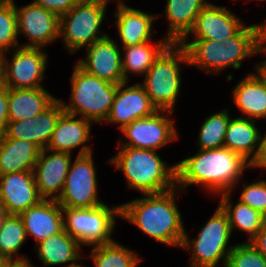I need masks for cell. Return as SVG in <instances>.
<instances>
[{"label":"cell","mask_w":266,"mask_h":267,"mask_svg":"<svg viewBox=\"0 0 266 267\" xmlns=\"http://www.w3.org/2000/svg\"><path fill=\"white\" fill-rule=\"evenodd\" d=\"M253 66V71L234 85L231 101L241 117L266 121V73L260 68V61Z\"/></svg>","instance_id":"obj_18"},{"label":"cell","mask_w":266,"mask_h":267,"mask_svg":"<svg viewBox=\"0 0 266 267\" xmlns=\"http://www.w3.org/2000/svg\"><path fill=\"white\" fill-rule=\"evenodd\" d=\"M188 156L176 162V187L184 193L188 186L196 185L212 198L233 192L249 169L248 161L225 147L197 149L196 154Z\"/></svg>","instance_id":"obj_1"},{"label":"cell","mask_w":266,"mask_h":267,"mask_svg":"<svg viewBox=\"0 0 266 267\" xmlns=\"http://www.w3.org/2000/svg\"><path fill=\"white\" fill-rule=\"evenodd\" d=\"M105 164L121 171L129 190L142 194L169 191L176 187V163L169 165L159 151L118 146Z\"/></svg>","instance_id":"obj_4"},{"label":"cell","mask_w":266,"mask_h":267,"mask_svg":"<svg viewBox=\"0 0 266 267\" xmlns=\"http://www.w3.org/2000/svg\"><path fill=\"white\" fill-rule=\"evenodd\" d=\"M209 0H166L164 12L157 14V21L167 20L165 37L171 43H180L192 30L199 13L209 4Z\"/></svg>","instance_id":"obj_24"},{"label":"cell","mask_w":266,"mask_h":267,"mask_svg":"<svg viewBox=\"0 0 266 267\" xmlns=\"http://www.w3.org/2000/svg\"><path fill=\"white\" fill-rule=\"evenodd\" d=\"M15 6L18 36L28 40L20 43L21 47L46 48L60 39L59 16L33 2L21 6L15 2Z\"/></svg>","instance_id":"obj_13"},{"label":"cell","mask_w":266,"mask_h":267,"mask_svg":"<svg viewBox=\"0 0 266 267\" xmlns=\"http://www.w3.org/2000/svg\"><path fill=\"white\" fill-rule=\"evenodd\" d=\"M191 40L180 42L187 51L189 67L197 68L206 75H220L230 68L239 70L244 60L261 55L257 23L246 24L225 41Z\"/></svg>","instance_id":"obj_3"},{"label":"cell","mask_w":266,"mask_h":267,"mask_svg":"<svg viewBox=\"0 0 266 267\" xmlns=\"http://www.w3.org/2000/svg\"><path fill=\"white\" fill-rule=\"evenodd\" d=\"M231 117L224 138L225 148L241 155L249 163L255 157L262 131L257 120L246 117Z\"/></svg>","instance_id":"obj_27"},{"label":"cell","mask_w":266,"mask_h":267,"mask_svg":"<svg viewBox=\"0 0 266 267\" xmlns=\"http://www.w3.org/2000/svg\"><path fill=\"white\" fill-rule=\"evenodd\" d=\"M15 3L0 4V53H9L21 47L18 36Z\"/></svg>","instance_id":"obj_34"},{"label":"cell","mask_w":266,"mask_h":267,"mask_svg":"<svg viewBox=\"0 0 266 267\" xmlns=\"http://www.w3.org/2000/svg\"><path fill=\"white\" fill-rule=\"evenodd\" d=\"M242 183L244 184L240 189L242 191L238 196V200L266 217V180L260 178L255 182L243 181Z\"/></svg>","instance_id":"obj_36"},{"label":"cell","mask_w":266,"mask_h":267,"mask_svg":"<svg viewBox=\"0 0 266 267\" xmlns=\"http://www.w3.org/2000/svg\"><path fill=\"white\" fill-rule=\"evenodd\" d=\"M74 64L69 77V101L59 98L64 112L103 125L111 111L117 85L91 75Z\"/></svg>","instance_id":"obj_6"},{"label":"cell","mask_w":266,"mask_h":267,"mask_svg":"<svg viewBox=\"0 0 266 267\" xmlns=\"http://www.w3.org/2000/svg\"><path fill=\"white\" fill-rule=\"evenodd\" d=\"M233 193L235 192H226L216 196L219 199L218 205L227 215L232 234L239 230L247 235L246 242H250L262 228L266 217L240 200L234 203Z\"/></svg>","instance_id":"obj_30"},{"label":"cell","mask_w":266,"mask_h":267,"mask_svg":"<svg viewBox=\"0 0 266 267\" xmlns=\"http://www.w3.org/2000/svg\"><path fill=\"white\" fill-rule=\"evenodd\" d=\"M41 149L23 139H0V175L33 171Z\"/></svg>","instance_id":"obj_29"},{"label":"cell","mask_w":266,"mask_h":267,"mask_svg":"<svg viewBox=\"0 0 266 267\" xmlns=\"http://www.w3.org/2000/svg\"><path fill=\"white\" fill-rule=\"evenodd\" d=\"M78 1L79 0H33L31 2L60 17L69 12Z\"/></svg>","instance_id":"obj_37"},{"label":"cell","mask_w":266,"mask_h":267,"mask_svg":"<svg viewBox=\"0 0 266 267\" xmlns=\"http://www.w3.org/2000/svg\"><path fill=\"white\" fill-rule=\"evenodd\" d=\"M182 193L180 188L175 187L123 202L120 204V220L132 224L157 244L179 249L186 230L178 208V198Z\"/></svg>","instance_id":"obj_2"},{"label":"cell","mask_w":266,"mask_h":267,"mask_svg":"<svg viewBox=\"0 0 266 267\" xmlns=\"http://www.w3.org/2000/svg\"><path fill=\"white\" fill-rule=\"evenodd\" d=\"M63 113V105L57 98L33 119L9 121L5 136L10 139H23L36 144L41 150L46 149L59 117Z\"/></svg>","instance_id":"obj_20"},{"label":"cell","mask_w":266,"mask_h":267,"mask_svg":"<svg viewBox=\"0 0 266 267\" xmlns=\"http://www.w3.org/2000/svg\"><path fill=\"white\" fill-rule=\"evenodd\" d=\"M208 221L199 228L195 238L187 230L180 249L190 252L188 267H226L234 243L230 244L232 232L226 213L217 205Z\"/></svg>","instance_id":"obj_7"},{"label":"cell","mask_w":266,"mask_h":267,"mask_svg":"<svg viewBox=\"0 0 266 267\" xmlns=\"http://www.w3.org/2000/svg\"><path fill=\"white\" fill-rule=\"evenodd\" d=\"M93 125L88 119L64 112L59 117L46 149L74 154L73 151L80 148L77 156L94 152V147L89 143Z\"/></svg>","instance_id":"obj_19"},{"label":"cell","mask_w":266,"mask_h":267,"mask_svg":"<svg viewBox=\"0 0 266 267\" xmlns=\"http://www.w3.org/2000/svg\"><path fill=\"white\" fill-rule=\"evenodd\" d=\"M16 0H0V4H10V3H15Z\"/></svg>","instance_id":"obj_48"},{"label":"cell","mask_w":266,"mask_h":267,"mask_svg":"<svg viewBox=\"0 0 266 267\" xmlns=\"http://www.w3.org/2000/svg\"><path fill=\"white\" fill-rule=\"evenodd\" d=\"M109 35L85 48L84 57L76 60V64L87 73L118 85L125 82L121 46Z\"/></svg>","instance_id":"obj_14"},{"label":"cell","mask_w":266,"mask_h":267,"mask_svg":"<svg viewBox=\"0 0 266 267\" xmlns=\"http://www.w3.org/2000/svg\"><path fill=\"white\" fill-rule=\"evenodd\" d=\"M112 20L117 27V40L120 46H134L140 43L152 42L157 14L144 12L140 9L119 6L115 9ZM153 28V29H152Z\"/></svg>","instance_id":"obj_21"},{"label":"cell","mask_w":266,"mask_h":267,"mask_svg":"<svg viewBox=\"0 0 266 267\" xmlns=\"http://www.w3.org/2000/svg\"><path fill=\"white\" fill-rule=\"evenodd\" d=\"M67 267H87L86 265H84V263L82 264V263H76V264H74V265H71V266H67Z\"/></svg>","instance_id":"obj_49"},{"label":"cell","mask_w":266,"mask_h":267,"mask_svg":"<svg viewBox=\"0 0 266 267\" xmlns=\"http://www.w3.org/2000/svg\"><path fill=\"white\" fill-rule=\"evenodd\" d=\"M17 264V262L0 258V267H15Z\"/></svg>","instance_id":"obj_44"},{"label":"cell","mask_w":266,"mask_h":267,"mask_svg":"<svg viewBox=\"0 0 266 267\" xmlns=\"http://www.w3.org/2000/svg\"><path fill=\"white\" fill-rule=\"evenodd\" d=\"M120 219V204L106 202L90 208H63L64 230L82 247L110 244Z\"/></svg>","instance_id":"obj_9"},{"label":"cell","mask_w":266,"mask_h":267,"mask_svg":"<svg viewBox=\"0 0 266 267\" xmlns=\"http://www.w3.org/2000/svg\"><path fill=\"white\" fill-rule=\"evenodd\" d=\"M8 118V88L0 87V139L5 135Z\"/></svg>","instance_id":"obj_39"},{"label":"cell","mask_w":266,"mask_h":267,"mask_svg":"<svg viewBox=\"0 0 266 267\" xmlns=\"http://www.w3.org/2000/svg\"><path fill=\"white\" fill-rule=\"evenodd\" d=\"M27 239L25 226L20 215L9 214L0 230V258L17 263H28V255L20 254Z\"/></svg>","instance_id":"obj_32"},{"label":"cell","mask_w":266,"mask_h":267,"mask_svg":"<svg viewBox=\"0 0 266 267\" xmlns=\"http://www.w3.org/2000/svg\"><path fill=\"white\" fill-rule=\"evenodd\" d=\"M3 54V83L6 88H41L48 68L45 48L18 47ZM8 56V57H7ZM9 58V59H8Z\"/></svg>","instance_id":"obj_12"},{"label":"cell","mask_w":266,"mask_h":267,"mask_svg":"<svg viewBox=\"0 0 266 267\" xmlns=\"http://www.w3.org/2000/svg\"><path fill=\"white\" fill-rule=\"evenodd\" d=\"M243 21L231 8L211 1L199 13L192 30L183 40L194 38L225 41L235 36L246 25Z\"/></svg>","instance_id":"obj_16"},{"label":"cell","mask_w":266,"mask_h":267,"mask_svg":"<svg viewBox=\"0 0 266 267\" xmlns=\"http://www.w3.org/2000/svg\"><path fill=\"white\" fill-rule=\"evenodd\" d=\"M107 5H109L108 3H111L112 0H103ZM114 2V0H113ZM115 2L117 3L116 4V7H119V6H127V3H125L124 0H115Z\"/></svg>","instance_id":"obj_45"},{"label":"cell","mask_w":266,"mask_h":267,"mask_svg":"<svg viewBox=\"0 0 266 267\" xmlns=\"http://www.w3.org/2000/svg\"><path fill=\"white\" fill-rule=\"evenodd\" d=\"M34 249L36 257L43 263L42 267H67L85 260V256L81 254L84 248L65 230L40 241Z\"/></svg>","instance_id":"obj_25"},{"label":"cell","mask_w":266,"mask_h":267,"mask_svg":"<svg viewBox=\"0 0 266 267\" xmlns=\"http://www.w3.org/2000/svg\"><path fill=\"white\" fill-rule=\"evenodd\" d=\"M89 248L91 251L87 256L93 262V267H138L144 260L135 250L118 240Z\"/></svg>","instance_id":"obj_31"},{"label":"cell","mask_w":266,"mask_h":267,"mask_svg":"<svg viewBox=\"0 0 266 267\" xmlns=\"http://www.w3.org/2000/svg\"><path fill=\"white\" fill-rule=\"evenodd\" d=\"M250 242L266 258V221Z\"/></svg>","instance_id":"obj_40"},{"label":"cell","mask_w":266,"mask_h":267,"mask_svg":"<svg viewBox=\"0 0 266 267\" xmlns=\"http://www.w3.org/2000/svg\"><path fill=\"white\" fill-rule=\"evenodd\" d=\"M236 1H242V0H236ZM244 1V0H243ZM248 1V0H247ZM249 1H252V2H256V1H258V3H260V2H263L264 3V1H266V0H249ZM260 1V2H259Z\"/></svg>","instance_id":"obj_50"},{"label":"cell","mask_w":266,"mask_h":267,"mask_svg":"<svg viewBox=\"0 0 266 267\" xmlns=\"http://www.w3.org/2000/svg\"><path fill=\"white\" fill-rule=\"evenodd\" d=\"M15 267H36L30 260L28 263H18Z\"/></svg>","instance_id":"obj_47"},{"label":"cell","mask_w":266,"mask_h":267,"mask_svg":"<svg viewBox=\"0 0 266 267\" xmlns=\"http://www.w3.org/2000/svg\"><path fill=\"white\" fill-rule=\"evenodd\" d=\"M57 98L46 87L8 88L9 121L33 119L47 109Z\"/></svg>","instance_id":"obj_26"},{"label":"cell","mask_w":266,"mask_h":267,"mask_svg":"<svg viewBox=\"0 0 266 267\" xmlns=\"http://www.w3.org/2000/svg\"><path fill=\"white\" fill-rule=\"evenodd\" d=\"M108 5L103 0H79L60 16L59 38L67 53L73 55L108 34L102 30Z\"/></svg>","instance_id":"obj_8"},{"label":"cell","mask_w":266,"mask_h":267,"mask_svg":"<svg viewBox=\"0 0 266 267\" xmlns=\"http://www.w3.org/2000/svg\"><path fill=\"white\" fill-rule=\"evenodd\" d=\"M185 66H189L186 49L180 43H171L139 81L157 110L175 112Z\"/></svg>","instance_id":"obj_5"},{"label":"cell","mask_w":266,"mask_h":267,"mask_svg":"<svg viewBox=\"0 0 266 267\" xmlns=\"http://www.w3.org/2000/svg\"><path fill=\"white\" fill-rule=\"evenodd\" d=\"M174 114L172 111L158 110L149 117L125 125L120 130L122 136L117 140V145L160 151L167 144L179 140L176 120L172 118Z\"/></svg>","instance_id":"obj_11"},{"label":"cell","mask_w":266,"mask_h":267,"mask_svg":"<svg viewBox=\"0 0 266 267\" xmlns=\"http://www.w3.org/2000/svg\"><path fill=\"white\" fill-rule=\"evenodd\" d=\"M93 154L74 156L62 193L56 200L62 208H90L105 203L99 197V180Z\"/></svg>","instance_id":"obj_10"},{"label":"cell","mask_w":266,"mask_h":267,"mask_svg":"<svg viewBox=\"0 0 266 267\" xmlns=\"http://www.w3.org/2000/svg\"><path fill=\"white\" fill-rule=\"evenodd\" d=\"M258 25V34H259V44L260 46H266V18L264 21L257 23Z\"/></svg>","instance_id":"obj_41"},{"label":"cell","mask_w":266,"mask_h":267,"mask_svg":"<svg viewBox=\"0 0 266 267\" xmlns=\"http://www.w3.org/2000/svg\"><path fill=\"white\" fill-rule=\"evenodd\" d=\"M74 155L49 149L40 151L33 169L35 184L42 199L57 200L62 193Z\"/></svg>","instance_id":"obj_17"},{"label":"cell","mask_w":266,"mask_h":267,"mask_svg":"<svg viewBox=\"0 0 266 267\" xmlns=\"http://www.w3.org/2000/svg\"><path fill=\"white\" fill-rule=\"evenodd\" d=\"M0 83H3V54L0 53Z\"/></svg>","instance_id":"obj_46"},{"label":"cell","mask_w":266,"mask_h":267,"mask_svg":"<svg viewBox=\"0 0 266 267\" xmlns=\"http://www.w3.org/2000/svg\"><path fill=\"white\" fill-rule=\"evenodd\" d=\"M0 200L9 214L20 215L41 200L33 171L0 175Z\"/></svg>","instance_id":"obj_22"},{"label":"cell","mask_w":266,"mask_h":267,"mask_svg":"<svg viewBox=\"0 0 266 267\" xmlns=\"http://www.w3.org/2000/svg\"><path fill=\"white\" fill-rule=\"evenodd\" d=\"M27 239L35 238V244L64 230L63 208L56 200L42 199L37 205L20 214Z\"/></svg>","instance_id":"obj_23"},{"label":"cell","mask_w":266,"mask_h":267,"mask_svg":"<svg viewBox=\"0 0 266 267\" xmlns=\"http://www.w3.org/2000/svg\"><path fill=\"white\" fill-rule=\"evenodd\" d=\"M170 44L171 42L164 36L160 40L157 39V42H145L134 46H121L124 80L131 82L130 78L134 75L135 77L143 78L154 64V61Z\"/></svg>","instance_id":"obj_28"},{"label":"cell","mask_w":266,"mask_h":267,"mask_svg":"<svg viewBox=\"0 0 266 267\" xmlns=\"http://www.w3.org/2000/svg\"><path fill=\"white\" fill-rule=\"evenodd\" d=\"M261 133L260 142L255 157L249 163V170L262 169L266 172V131ZM266 174V173H264Z\"/></svg>","instance_id":"obj_38"},{"label":"cell","mask_w":266,"mask_h":267,"mask_svg":"<svg viewBox=\"0 0 266 267\" xmlns=\"http://www.w3.org/2000/svg\"><path fill=\"white\" fill-rule=\"evenodd\" d=\"M9 216V213L3 204V202L0 200V230L3 228V225L5 223V219Z\"/></svg>","instance_id":"obj_42"},{"label":"cell","mask_w":266,"mask_h":267,"mask_svg":"<svg viewBox=\"0 0 266 267\" xmlns=\"http://www.w3.org/2000/svg\"><path fill=\"white\" fill-rule=\"evenodd\" d=\"M128 81L117 85L111 111L104 124L118 125L121 130L133 121L153 115L157 108L139 82L129 85Z\"/></svg>","instance_id":"obj_15"},{"label":"cell","mask_w":266,"mask_h":267,"mask_svg":"<svg viewBox=\"0 0 266 267\" xmlns=\"http://www.w3.org/2000/svg\"><path fill=\"white\" fill-rule=\"evenodd\" d=\"M230 108L219 110L204 118L198 131L197 149H219L224 146V138L231 119Z\"/></svg>","instance_id":"obj_33"},{"label":"cell","mask_w":266,"mask_h":267,"mask_svg":"<svg viewBox=\"0 0 266 267\" xmlns=\"http://www.w3.org/2000/svg\"><path fill=\"white\" fill-rule=\"evenodd\" d=\"M226 267H266V258L251 242L235 243Z\"/></svg>","instance_id":"obj_35"},{"label":"cell","mask_w":266,"mask_h":267,"mask_svg":"<svg viewBox=\"0 0 266 267\" xmlns=\"http://www.w3.org/2000/svg\"><path fill=\"white\" fill-rule=\"evenodd\" d=\"M261 47V56L264 57V60L260 62V68L266 73V46Z\"/></svg>","instance_id":"obj_43"}]
</instances>
